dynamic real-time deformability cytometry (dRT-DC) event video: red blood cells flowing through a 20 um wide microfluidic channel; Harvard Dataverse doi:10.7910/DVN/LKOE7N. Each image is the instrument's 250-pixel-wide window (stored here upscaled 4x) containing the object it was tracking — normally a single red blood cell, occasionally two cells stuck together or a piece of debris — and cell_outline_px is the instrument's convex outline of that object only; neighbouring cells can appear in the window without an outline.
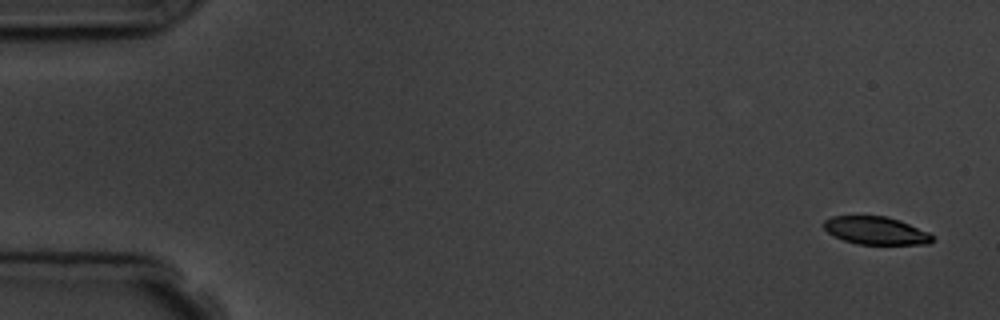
{"species": "common noctule bat (a hibernating species)", "species_latin": "Nyctalus noctula", "temperature_condition": "room temperature", "stored_images_in_passage": 5, "camera_frame_rate_fps": 3000, "um_per_image_px": 0.085, "animal": {"sex": "male", "body_mass_g": 19.5, "forearm_length_mm": 54.6}, "frame": {"image": 1, "passage_image": 1, "time_ms": 0.0, "image_size_px": [1000, 320], "cell_outline_px": [[932, 240], [928, 244], [856, 244], [844, 240], [828, 232], [820, 224], [824, 220], [832, 216], [884, 216], [900, 220], [928, 232], [932, 236]], "centroid_in_image_um": [74.4, 19.59], "position_along_channel_um": 10.6, "area_um2": 17.51}}
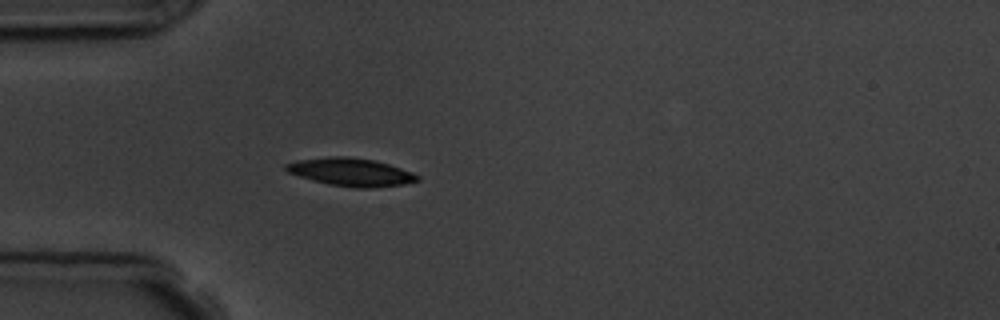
{"frame": {"image": 2, "passage_image": 5, "time_ms": 4.667, "image_size_px": [1000, 320], "cell_outline_px": [[420, 180], [404, 184], [372, 188], [352, 188], [328, 184], [312, 180], [288, 172], [284, 168], [284, 164], [296, 160], [328, 156], [348, 156], [372, 160], [388, 164], [412, 172], [420, 176]], "centroid_in_image_um": [29.81, 14.63], "position_along_channel_um": 55.2, "area_um2": 21.5}}